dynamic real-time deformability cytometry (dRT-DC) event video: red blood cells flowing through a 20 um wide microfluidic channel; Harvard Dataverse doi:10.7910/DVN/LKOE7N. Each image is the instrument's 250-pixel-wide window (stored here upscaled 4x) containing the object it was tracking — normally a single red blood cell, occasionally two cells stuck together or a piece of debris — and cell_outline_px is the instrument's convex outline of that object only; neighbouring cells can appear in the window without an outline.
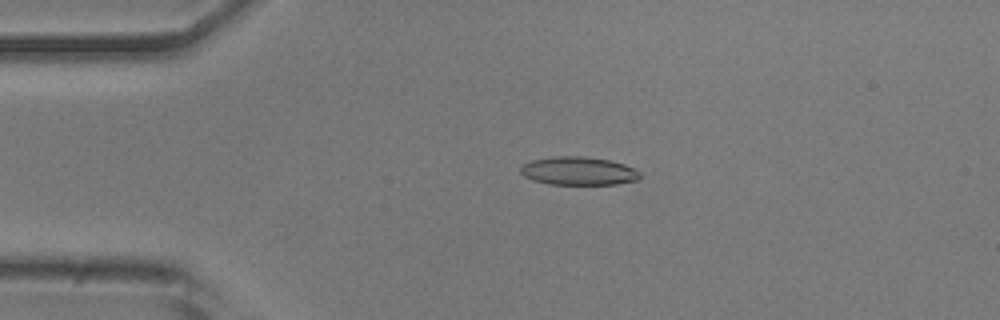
{"species": "common noctule bat (a hibernating species)", "species_latin": "Nyctalus noctula", "temperature_condition": "room temperature", "stored_images_in_passage": 52, "camera_frame_rate_fps": 3000, "um_per_image_px": 0.085, "animal": {"sex": "male", "body_mass_g": 20.5, "forearm_length_mm": 52.5}, "frame": {"image": 1, "passage_image": 11, "time_ms": 3.333, "image_size_px": [1000, 320], "cell_outline_px": [[640, 180], [616, 184], [548, 184], [532, 180], [524, 176], [520, 172], [520, 168], [524, 164], [532, 160], [556, 156], [584, 156], [608, 160], [624, 164], [640, 172]], "centroid_in_image_um": [49.17, 14.54], "position_along_channel_um": 35.8, "area_um2": 19.65}}
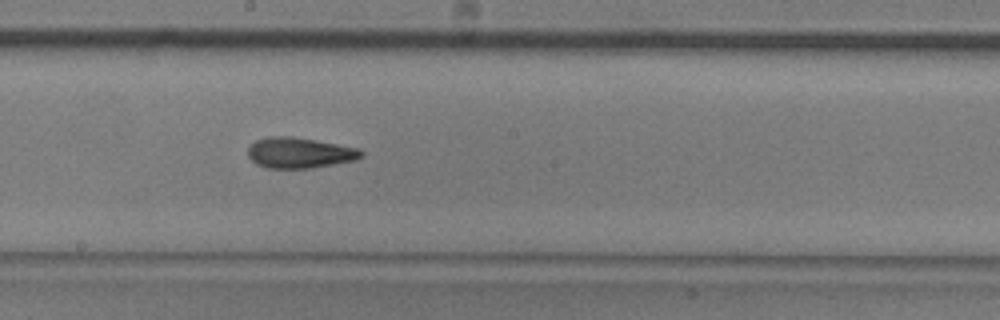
{"frame": {"image": 2, "passage_image": 28, "time_ms": 9.0, "image_size_px": [1000, 320], "cell_outline_px": [[364, 156], [356, 160], [312, 168], [268, 168], [256, 164], [248, 156], [248, 148], [256, 140], [268, 136], [292, 136], [316, 140], [360, 148], [364, 152]], "centroid_in_image_um": [25.49, 12.98], "position_along_channel_um": 222.7, "area_um2": 20.4}}
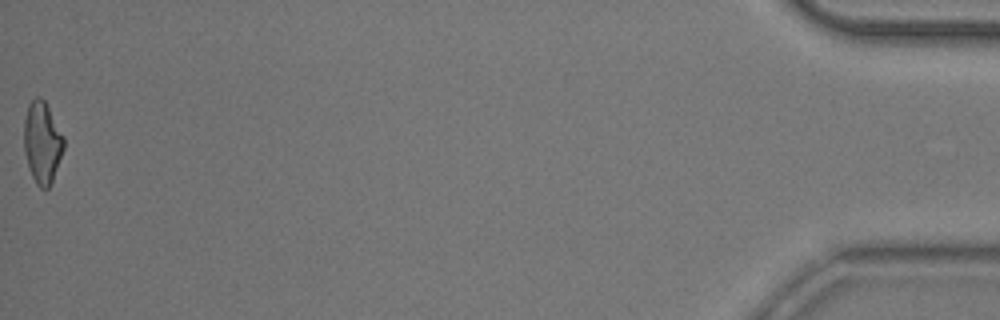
{"frame": {"image": 3, "passage_image": 52, "time_ms": 17.0, "image_size_px": [1000, 320], "cell_outline_px": [[64, 148], [52, 180], [48, 188], [40, 188], [36, 184], [28, 168], [24, 152], [24, 120], [28, 104], [36, 96], [40, 96], [44, 100], [64, 136]], "centroid_in_image_um": [3.57, 12.1], "position_along_channel_um": 431.6, "area_um2": 18.9}, "authors_computed_cell_mechanics": {"area_um2": 19.5364, "velocity_mm_per_s": 3.8766, "shape_relaxation_time_tau1_ms": 8.4492, "shape_relaxation_time_tau2_ms": 3.134, "deformation_change_tau1": 0.2183, "deformation_change_tau2": 0.1238}}